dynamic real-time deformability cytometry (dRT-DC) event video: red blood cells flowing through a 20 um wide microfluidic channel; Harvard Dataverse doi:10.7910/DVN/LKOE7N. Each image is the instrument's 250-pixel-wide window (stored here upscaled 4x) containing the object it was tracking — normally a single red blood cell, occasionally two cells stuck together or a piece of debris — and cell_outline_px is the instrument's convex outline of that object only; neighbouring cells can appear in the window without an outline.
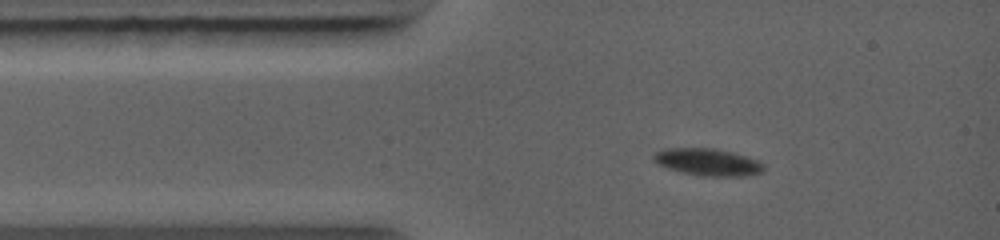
{"species": "common noctule bat (a hibernating species)", "species_latin": "Nyctalus noctula", "temperature_condition": "warm", "stored_images_in_passage": 23, "camera_frame_rate_fps": 5000, "um_per_image_px": 0.085, "animal": {"sex": "female", "body_mass_g": 19.0, "forearm_length_mm": 56.7}, "frame": {"image": 1, "passage_image": 1, "time_ms": 0.0, "image_size_px": [1000, 240], "cell_outline_px": [[764, 168], [760, 172], [744, 176], [700, 176], [680, 172], [656, 164], [652, 160], [652, 156], [656, 152], [664, 148], [716, 148], [732, 152], [756, 160], [764, 164]], "centroid_in_image_um": [60.09, 13.77], "position_along_channel_um": 24.9, "area_um2": 17.46}}
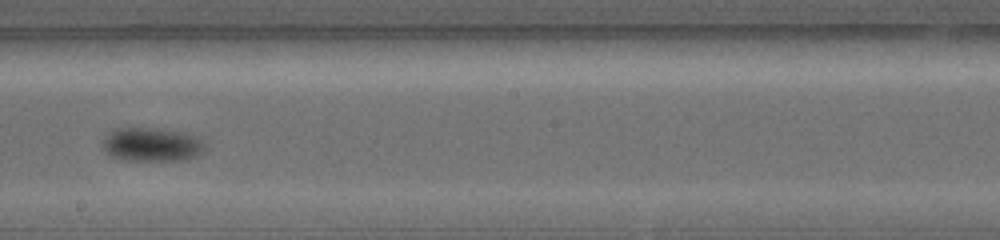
{"frame": {"image": 2, "passage_image": 14, "time_ms": 5.0, "image_size_px": [1000, 240], "cell_outline_px": [[208, 148], [196, 156], [188, 160], [120, 160], [112, 156], [100, 144], [100, 140], [108, 132], [116, 128], [160, 128], [180, 132], [192, 136], [200, 140]], "centroid_in_image_um": [12.85, 12.29], "position_along_channel_um": 235.3, "area_um2": 20.29}}
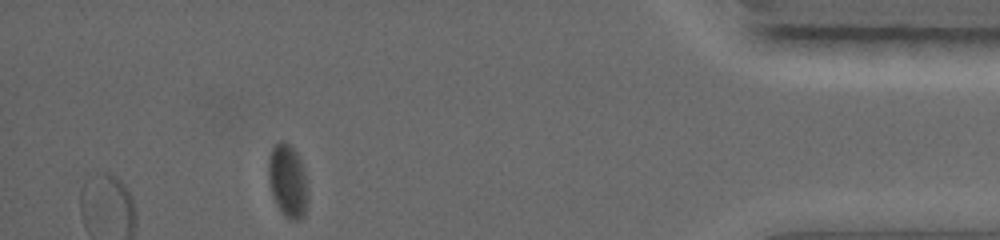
{"frame": {"image": 3, "passage_image": 23, "time_ms": 10.0, "image_size_px": [1000, 240], "cell_outline_px": [[308, 200], [304, 216], [300, 220], [292, 220], [284, 216], [276, 204], [272, 196], [268, 180], [268, 160], [272, 148], [280, 140], [284, 140], [296, 152], [300, 160], [304, 172], [308, 188]], "centroid_in_image_um": [24.46, 15.4], "position_along_channel_um": 410.7, "area_um2": 16.99}}